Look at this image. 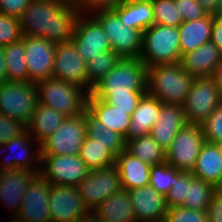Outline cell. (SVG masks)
Instances as JSON below:
<instances>
[{
  "label": "cell",
  "instance_id": "484cf974",
  "mask_svg": "<svg viewBox=\"0 0 222 222\" xmlns=\"http://www.w3.org/2000/svg\"><path fill=\"white\" fill-rule=\"evenodd\" d=\"M195 178L216 185L222 176V151L217 143L205 141L195 166L191 171Z\"/></svg>",
  "mask_w": 222,
  "mask_h": 222
},
{
  "label": "cell",
  "instance_id": "ffe728a7",
  "mask_svg": "<svg viewBox=\"0 0 222 222\" xmlns=\"http://www.w3.org/2000/svg\"><path fill=\"white\" fill-rule=\"evenodd\" d=\"M37 174L20 169L0 171V203L10 217L17 215L28 185Z\"/></svg>",
  "mask_w": 222,
  "mask_h": 222
},
{
  "label": "cell",
  "instance_id": "c3c4849f",
  "mask_svg": "<svg viewBox=\"0 0 222 222\" xmlns=\"http://www.w3.org/2000/svg\"><path fill=\"white\" fill-rule=\"evenodd\" d=\"M206 213L208 222H222V196L216 192L212 195Z\"/></svg>",
  "mask_w": 222,
  "mask_h": 222
},
{
  "label": "cell",
  "instance_id": "8d00e7d4",
  "mask_svg": "<svg viewBox=\"0 0 222 222\" xmlns=\"http://www.w3.org/2000/svg\"><path fill=\"white\" fill-rule=\"evenodd\" d=\"M154 24L178 27L183 19L175 5V0H151Z\"/></svg>",
  "mask_w": 222,
  "mask_h": 222
},
{
  "label": "cell",
  "instance_id": "f907efd6",
  "mask_svg": "<svg viewBox=\"0 0 222 222\" xmlns=\"http://www.w3.org/2000/svg\"><path fill=\"white\" fill-rule=\"evenodd\" d=\"M200 5L208 14H214L219 0H198Z\"/></svg>",
  "mask_w": 222,
  "mask_h": 222
},
{
  "label": "cell",
  "instance_id": "4dcf8cb0",
  "mask_svg": "<svg viewBox=\"0 0 222 222\" xmlns=\"http://www.w3.org/2000/svg\"><path fill=\"white\" fill-rule=\"evenodd\" d=\"M86 137L92 138L105 147L116 157L125 150L124 137L107 128L98 121L87 109L85 110Z\"/></svg>",
  "mask_w": 222,
  "mask_h": 222
},
{
  "label": "cell",
  "instance_id": "7bdbcfd3",
  "mask_svg": "<svg viewBox=\"0 0 222 222\" xmlns=\"http://www.w3.org/2000/svg\"><path fill=\"white\" fill-rule=\"evenodd\" d=\"M94 98L101 99L116 109L129 110L131 115L143 95H114V94H90Z\"/></svg>",
  "mask_w": 222,
  "mask_h": 222
},
{
  "label": "cell",
  "instance_id": "8992f818",
  "mask_svg": "<svg viewBox=\"0 0 222 222\" xmlns=\"http://www.w3.org/2000/svg\"><path fill=\"white\" fill-rule=\"evenodd\" d=\"M38 105L36 83L5 81L0 85V112L28 125Z\"/></svg>",
  "mask_w": 222,
  "mask_h": 222
},
{
  "label": "cell",
  "instance_id": "bcb514c9",
  "mask_svg": "<svg viewBox=\"0 0 222 222\" xmlns=\"http://www.w3.org/2000/svg\"><path fill=\"white\" fill-rule=\"evenodd\" d=\"M178 11L184 21H194L205 17L208 13L198 0H175Z\"/></svg>",
  "mask_w": 222,
  "mask_h": 222
},
{
  "label": "cell",
  "instance_id": "9a60e30c",
  "mask_svg": "<svg viewBox=\"0 0 222 222\" xmlns=\"http://www.w3.org/2000/svg\"><path fill=\"white\" fill-rule=\"evenodd\" d=\"M28 82L52 78L57 44L42 37L24 36Z\"/></svg>",
  "mask_w": 222,
  "mask_h": 222
},
{
  "label": "cell",
  "instance_id": "d6a6232c",
  "mask_svg": "<svg viewBox=\"0 0 222 222\" xmlns=\"http://www.w3.org/2000/svg\"><path fill=\"white\" fill-rule=\"evenodd\" d=\"M24 52V36L23 39L3 47L7 81L28 82Z\"/></svg>",
  "mask_w": 222,
  "mask_h": 222
},
{
  "label": "cell",
  "instance_id": "3957f363",
  "mask_svg": "<svg viewBox=\"0 0 222 222\" xmlns=\"http://www.w3.org/2000/svg\"><path fill=\"white\" fill-rule=\"evenodd\" d=\"M147 67L140 59H121L89 94L144 95Z\"/></svg>",
  "mask_w": 222,
  "mask_h": 222
},
{
  "label": "cell",
  "instance_id": "d6986e66",
  "mask_svg": "<svg viewBox=\"0 0 222 222\" xmlns=\"http://www.w3.org/2000/svg\"><path fill=\"white\" fill-rule=\"evenodd\" d=\"M136 222H158L166 218L168 211L165 195L150 185L128 190Z\"/></svg>",
  "mask_w": 222,
  "mask_h": 222
},
{
  "label": "cell",
  "instance_id": "7dc6e473",
  "mask_svg": "<svg viewBox=\"0 0 222 222\" xmlns=\"http://www.w3.org/2000/svg\"><path fill=\"white\" fill-rule=\"evenodd\" d=\"M32 0H0V13L20 17Z\"/></svg>",
  "mask_w": 222,
  "mask_h": 222
},
{
  "label": "cell",
  "instance_id": "cb8c5ba5",
  "mask_svg": "<svg viewBox=\"0 0 222 222\" xmlns=\"http://www.w3.org/2000/svg\"><path fill=\"white\" fill-rule=\"evenodd\" d=\"M115 165L118 167L123 189L130 190L149 185L151 166L126 150L116 156Z\"/></svg>",
  "mask_w": 222,
  "mask_h": 222
},
{
  "label": "cell",
  "instance_id": "44dd1931",
  "mask_svg": "<svg viewBox=\"0 0 222 222\" xmlns=\"http://www.w3.org/2000/svg\"><path fill=\"white\" fill-rule=\"evenodd\" d=\"M186 124L183 105L162 103L150 135L166 151Z\"/></svg>",
  "mask_w": 222,
  "mask_h": 222
},
{
  "label": "cell",
  "instance_id": "d4e9b609",
  "mask_svg": "<svg viewBox=\"0 0 222 222\" xmlns=\"http://www.w3.org/2000/svg\"><path fill=\"white\" fill-rule=\"evenodd\" d=\"M87 110L107 128L123 137L126 136L131 121L129 110L116 109L115 106L90 94L87 97Z\"/></svg>",
  "mask_w": 222,
  "mask_h": 222
},
{
  "label": "cell",
  "instance_id": "836d02e7",
  "mask_svg": "<svg viewBox=\"0 0 222 222\" xmlns=\"http://www.w3.org/2000/svg\"><path fill=\"white\" fill-rule=\"evenodd\" d=\"M79 157L90 171L113 166L116 159L105 145L89 137H85L79 151Z\"/></svg>",
  "mask_w": 222,
  "mask_h": 222
},
{
  "label": "cell",
  "instance_id": "5b68a950",
  "mask_svg": "<svg viewBox=\"0 0 222 222\" xmlns=\"http://www.w3.org/2000/svg\"><path fill=\"white\" fill-rule=\"evenodd\" d=\"M181 57L177 27L153 24L143 32L139 59L146 67L180 63Z\"/></svg>",
  "mask_w": 222,
  "mask_h": 222
},
{
  "label": "cell",
  "instance_id": "7a4b0ae2",
  "mask_svg": "<svg viewBox=\"0 0 222 222\" xmlns=\"http://www.w3.org/2000/svg\"><path fill=\"white\" fill-rule=\"evenodd\" d=\"M194 77L180 63L147 67L146 92L162 103L183 105Z\"/></svg>",
  "mask_w": 222,
  "mask_h": 222
},
{
  "label": "cell",
  "instance_id": "1f68e13d",
  "mask_svg": "<svg viewBox=\"0 0 222 222\" xmlns=\"http://www.w3.org/2000/svg\"><path fill=\"white\" fill-rule=\"evenodd\" d=\"M125 142V150L129 154L150 166L166 162V151L159 146L150 134Z\"/></svg>",
  "mask_w": 222,
  "mask_h": 222
},
{
  "label": "cell",
  "instance_id": "9c48e42d",
  "mask_svg": "<svg viewBox=\"0 0 222 222\" xmlns=\"http://www.w3.org/2000/svg\"><path fill=\"white\" fill-rule=\"evenodd\" d=\"M85 137V112L75 117H66L62 124L40 143V154L79 155Z\"/></svg>",
  "mask_w": 222,
  "mask_h": 222
},
{
  "label": "cell",
  "instance_id": "277c9868",
  "mask_svg": "<svg viewBox=\"0 0 222 222\" xmlns=\"http://www.w3.org/2000/svg\"><path fill=\"white\" fill-rule=\"evenodd\" d=\"M38 103L65 117H75L87 109L88 92L79 85L48 78L36 83Z\"/></svg>",
  "mask_w": 222,
  "mask_h": 222
},
{
  "label": "cell",
  "instance_id": "4316f807",
  "mask_svg": "<svg viewBox=\"0 0 222 222\" xmlns=\"http://www.w3.org/2000/svg\"><path fill=\"white\" fill-rule=\"evenodd\" d=\"M212 25V14H207L198 20L182 22L177 27L179 31L181 56L211 41Z\"/></svg>",
  "mask_w": 222,
  "mask_h": 222
},
{
  "label": "cell",
  "instance_id": "7402d4cb",
  "mask_svg": "<svg viewBox=\"0 0 222 222\" xmlns=\"http://www.w3.org/2000/svg\"><path fill=\"white\" fill-rule=\"evenodd\" d=\"M222 61V51L212 42H206L197 49L183 54L180 64L194 78L212 77Z\"/></svg>",
  "mask_w": 222,
  "mask_h": 222
},
{
  "label": "cell",
  "instance_id": "e575fe53",
  "mask_svg": "<svg viewBox=\"0 0 222 222\" xmlns=\"http://www.w3.org/2000/svg\"><path fill=\"white\" fill-rule=\"evenodd\" d=\"M214 193V185L194 177L187 186L186 197L181 206L191 210H206Z\"/></svg>",
  "mask_w": 222,
  "mask_h": 222
},
{
  "label": "cell",
  "instance_id": "11a10c76",
  "mask_svg": "<svg viewBox=\"0 0 222 222\" xmlns=\"http://www.w3.org/2000/svg\"><path fill=\"white\" fill-rule=\"evenodd\" d=\"M213 16L222 18V0H219L218 5L216 7V10L214 11Z\"/></svg>",
  "mask_w": 222,
  "mask_h": 222
},
{
  "label": "cell",
  "instance_id": "7c38bea8",
  "mask_svg": "<svg viewBox=\"0 0 222 222\" xmlns=\"http://www.w3.org/2000/svg\"><path fill=\"white\" fill-rule=\"evenodd\" d=\"M89 172L79 155H41L39 175L53 185L77 186Z\"/></svg>",
  "mask_w": 222,
  "mask_h": 222
},
{
  "label": "cell",
  "instance_id": "f35d334b",
  "mask_svg": "<svg viewBox=\"0 0 222 222\" xmlns=\"http://www.w3.org/2000/svg\"><path fill=\"white\" fill-rule=\"evenodd\" d=\"M194 178L191 172L179 171L174 176V182L171 183V189L166 194L167 208L181 206L184 203L187 186L190 185V181Z\"/></svg>",
  "mask_w": 222,
  "mask_h": 222
},
{
  "label": "cell",
  "instance_id": "b9f144b4",
  "mask_svg": "<svg viewBox=\"0 0 222 222\" xmlns=\"http://www.w3.org/2000/svg\"><path fill=\"white\" fill-rule=\"evenodd\" d=\"M165 221L167 222H208L206 210H191L182 206L168 209Z\"/></svg>",
  "mask_w": 222,
  "mask_h": 222
},
{
  "label": "cell",
  "instance_id": "d590c367",
  "mask_svg": "<svg viewBox=\"0 0 222 222\" xmlns=\"http://www.w3.org/2000/svg\"><path fill=\"white\" fill-rule=\"evenodd\" d=\"M121 58L113 51L107 50L96 58L89 59L87 66V82L93 87L97 84L119 61Z\"/></svg>",
  "mask_w": 222,
  "mask_h": 222
},
{
  "label": "cell",
  "instance_id": "f5cc1de1",
  "mask_svg": "<svg viewBox=\"0 0 222 222\" xmlns=\"http://www.w3.org/2000/svg\"><path fill=\"white\" fill-rule=\"evenodd\" d=\"M3 47H0V85L7 81Z\"/></svg>",
  "mask_w": 222,
  "mask_h": 222
},
{
  "label": "cell",
  "instance_id": "ab89813d",
  "mask_svg": "<svg viewBox=\"0 0 222 222\" xmlns=\"http://www.w3.org/2000/svg\"><path fill=\"white\" fill-rule=\"evenodd\" d=\"M20 39H23V33L19 18L0 13V47Z\"/></svg>",
  "mask_w": 222,
  "mask_h": 222
},
{
  "label": "cell",
  "instance_id": "603a6c76",
  "mask_svg": "<svg viewBox=\"0 0 222 222\" xmlns=\"http://www.w3.org/2000/svg\"><path fill=\"white\" fill-rule=\"evenodd\" d=\"M161 106L160 100L146 92L131 114L130 125L124 140L129 141L150 134Z\"/></svg>",
  "mask_w": 222,
  "mask_h": 222
},
{
  "label": "cell",
  "instance_id": "60d3db41",
  "mask_svg": "<svg viewBox=\"0 0 222 222\" xmlns=\"http://www.w3.org/2000/svg\"><path fill=\"white\" fill-rule=\"evenodd\" d=\"M201 127L205 141L217 144L222 141V104L208 116Z\"/></svg>",
  "mask_w": 222,
  "mask_h": 222
},
{
  "label": "cell",
  "instance_id": "4fadbf2b",
  "mask_svg": "<svg viewBox=\"0 0 222 222\" xmlns=\"http://www.w3.org/2000/svg\"><path fill=\"white\" fill-rule=\"evenodd\" d=\"M0 153H3L4 156L3 159H0V171L16 169L33 173H39L40 171V144L31 137L27 130L8 143L3 144L0 147ZM4 153L7 155H4Z\"/></svg>",
  "mask_w": 222,
  "mask_h": 222
},
{
  "label": "cell",
  "instance_id": "f546056e",
  "mask_svg": "<svg viewBox=\"0 0 222 222\" xmlns=\"http://www.w3.org/2000/svg\"><path fill=\"white\" fill-rule=\"evenodd\" d=\"M65 118L56 110L38 103L32 119L27 125V131L40 144L62 124Z\"/></svg>",
  "mask_w": 222,
  "mask_h": 222
},
{
  "label": "cell",
  "instance_id": "6da1fadb",
  "mask_svg": "<svg viewBox=\"0 0 222 222\" xmlns=\"http://www.w3.org/2000/svg\"><path fill=\"white\" fill-rule=\"evenodd\" d=\"M79 14L75 2L32 0L19 21L23 36L42 37L62 44L72 41Z\"/></svg>",
  "mask_w": 222,
  "mask_h": 222
},
{
  "label": "cell",
  "instance_id": "30bf717a",
  "mask_svg": "<svg viewBox=\"0 0 222 222\" xmlns=\"http://www.w3.org/2000/svg\"><path fill=\"white\" fill-rule=\"evenodd\" d=\"M76 187L88 211H94L113 193L123 189L120 173L115 164L90 171Z\"/></svg>",
  "mask_w": 222,
  "mask_h": 222
},
{
  "label": "cell",
  "instance_id": "ee69618b",
  "mask_svg": "<svg viewBox=\"0 0 222 222\" xmlns=\"http://www.w3.org/2000/svg\"><path fill=\"white\" fill-rule=\"evenodd\" d=\"M26 130L27 126L21 121L13 120L0 112V147Z\"/></svg>",
  "mask_w": 222,
  "mask_h": 222
},
{
  "label": "cell",
  "instance_id": "83f0119b",
  "mask_svg": "<svg viewBox=\"0 0 222 222\" xmlns=\"http://www.w3.org/2000/svg\"><path fill=\"white\" fill-rule=\"evenodd\" d=\"M113 11L129 28L144 32L154 24L151 0L124 1Z\"/></svg>",
  "mask_w": 222,
  "mask_h": 222
},
{
  "label": "cell",
  "instance_id": "f1b7e54d",
  "mask_svg": "<svg viewBox=\"0 0 222 222\" xmlns=\"http://www.w3.org/2000/svg\"><path fill=\"white\" fill-rule=\"evenodd\" d=\"M94 212L101 222H136L130 195L125 189L113 193Z\"/></svg>",
  "mask_w": 222,
  "mask_h": 222
},
{
  "label": "cell",
  "instance_id": "91938a15",
  "mask_svg": "<svg viewBox=\"0 0 222 222\" xmlns=\"http://www.w3.org/2000/svg\"><path fill=\"white\" fill-rule=\"evenodd\" d=\"M220 150L222 151V141L218 143Z\"/></svg>",
  "mask_w": 222,
  "mask_h": 222
},
{
  "label": "cell",
  "instance_id": "9f6ffc18",
  "mask_svg": "<svg viewBox=\"0 0 222 222\" xmlns=\"http://www.w3.org/2000/svg\"><path fill=\"white\" fill-rule=\"evenodd\" d=\"M215 192L222 196V176H221V179L220 181L215 185Z\"/></svg>",
  "mask_w": 222,
  "mask_h": 222
},
{
  "label": "cell",
  "instance_id": "ac0fdd59",
  "mask_svg": "<svg viewBox=\"0 0 222 222\" xmlns=\"http://www.w3.org/2000/svg\"><path fill=\"white\" fill-rule=\"evenodd\" d=\"M51 183L37 174L29 183L16 217L23 222H51L48 201Z\"/></svg>",
  "mask_w": 222,
  "mask_h": 222
},
{
  "label": "cell",
  "instance_id": "680465c9",
  "mask_svg": "<svg viewBox=\"0 0 222 222\" xmlns=\"http://www.w3.org/2000/svg\"><path fill=\"white\" fill-rule=\"evenodd\" d=\"M61 1L69 2V3L75 2V0H61Z\"/></svg>",
  "mask_w": 222,
  "mask_h": 222
},
{
  "label": "cell",
  "instance_id": "681fc988",
  "mask_svg": "<svg viewBox=\"0 0 222 222\" xmlns=\"http://www.w3.org/2000/svg\"><path fill=\"white\" fill-rule=\"evenodd\" d=\"M211 41L222 51V18L213 16Z\"/></svg>",
  "mask_w": 222,
  "mask_h": 222
},
{
  "label": "cell",
  "instance_id": "816d5d0a",
  "mask_svg": "<svg viewBox=\"0 0 222 222\" xmlns=\"http://www.w3.org/2000/svg\"><path fill=\"white\" fill-rule=\"evenodd\" d=\"M212 78L214 79V83L218 87L222 95V61L214 70V73L212 74Z\"/></svg>",
  "mask_w": 222,
  "mask_h": 222
},
{
  "label": "cell",
  "instance_id": "ba28073f",
  "mask_svg": "<svg viewBox=\"0 0 222 222\" xmlns=\"http://www.w3.org/2000/svg\"><path fill=\"white\" fill-rule=\"evenodd\" d=\"M222 104V95L212 77L195 78L183 104L187 124L202 125Z\"/></svg>",
  "mask_w": 222,
  "mask_h": 222
},
{
  "label": "cell",
  "instance_id": "52a82bcc",
  "mask_svg": "<svg viewBox=\"0 0 222 222\" xmlns=\"http://www.w3.org/2000/svg\"><path fill=\"white\" fill-rule=\"evenodd\" d=\"M109 37L112 50L121 58L139 59L142 51L143 32L129 28L113 10L91 14Z\"/></svg>",
  "mask_w": 222,
  "mask_h": 222
},
{
  "label": "cell",
  "instance_id": "f6af8a7d",
  "mask_svg": "<svg viewBox=\"0 0 222 222\" xmlns=\"http://www.w3.org/2000/svg\"><path fill=\"white\" fill-rule=\"evenodd\" d=\"M125 0H75L80 13L93 14L97 11H107L117 8Z\"/></svg>",
  "mask_w": 222,
  "mask_h": 222
},
{
  "label": "cell",
  "instance_id": "5bb4252c",
  "mask_svg": "<svg viewBox=\"0 0 222 222\" xmlns=\"http://www.w3.org/2000/svg\"><path fill=\"white\" fill-rule=\"evenodd\" d=\"M72 42L78 54L86 62L102 55L104 51L112 50L109 37L100 23L89 14L80 13L74 29Z\"/></svg>",
  "mask_w": 222,
  "mask_h": 222
},
{
  "label": "cell",
  "instance_id": "6f0895ef",
  "mask_svg": "<svg viewBox=\"0 0 222 222\" xmlns=\"http://www.w3.org/2000/svg\"><path fill=\"white\" fill-rule=\"evenodd\" d=\"M9 219H11V220H9V222H23V221H20L16 216H12Z\"/></svg>",
  "mask_w": 222,
  "mask_h": 222
},
{
  "label": "cell",
  "instance_id": "e0dca14e",
  "mask_svg": "<svg viewBox=\"0 0 222 222\" xmlns=\"http://www.w3.org/2000/svg\"><path fill=\"white\" fill-rule=\"evenodd\" d=\"M48 206L51 222H75L88 212L76 186L51 184Z\"/></svg>",
  "mask_w": 222,
  "mask_h": 222
},
{
  "label": "cell",
  "instance_id": "2e32d148",
  "mask_svg": "<svg viewBox=\"0 0 222 222\" xmlns=\"http://www.w3.org/2000/svg\"><path fill=\"white\" fill-rule=\"evenodd\" d=\"M86 72V61L78 54L72 41L57 44L52 78L79 85L90 93L92 87L87 82Z\"/></svg>",
  "mask_w": 222,
  "mask_h": 222
},
{
  "label": "cell",
  "instance_id": "74e56055",
  "mask_svg": "<svg viewBox=\"0 0 222 222\" xmlns=\"http://www.w3.org/2000/svg\"><path fill=\"white\" fill-rule=\"evenodd\" d=\"M179 171L167 162L151 166L149 185L154 190L166 196L174 182V176Z\"/></svg>",
  "mask_w": 222,
  "mask_h": 222
},
{
  "label": "cell",
  "instance_id": "db71d44e",
  "mask_svg": "<svg viewBox=\"0 0 222 222\" xmlns=\"http://www.w3.org/2000/svg\"><path fill=\"white\" fill-rule=\"evenodd\" d=\"M75 222H100L94 211H88L86 214L79 217Z\"/></svg>",
  "mask_w": 222,
  "mask_h": 222
},
{
  "label": "cell",
  "instance_id": "8fae6325",
  "mask_svg": "<svg viewBox=\"0 0 222 222\" xmlns=\"http://www.w3.org/2000/svg\"><path fill=\"white\" fill-rule=\"evenodd\" d=\"M204 142L201 125L186 124L166 150V162L178 171L191 172Z\"/></svg>",
  "mask_w": 222,
  "mask_h": 222
}]
</instances>
